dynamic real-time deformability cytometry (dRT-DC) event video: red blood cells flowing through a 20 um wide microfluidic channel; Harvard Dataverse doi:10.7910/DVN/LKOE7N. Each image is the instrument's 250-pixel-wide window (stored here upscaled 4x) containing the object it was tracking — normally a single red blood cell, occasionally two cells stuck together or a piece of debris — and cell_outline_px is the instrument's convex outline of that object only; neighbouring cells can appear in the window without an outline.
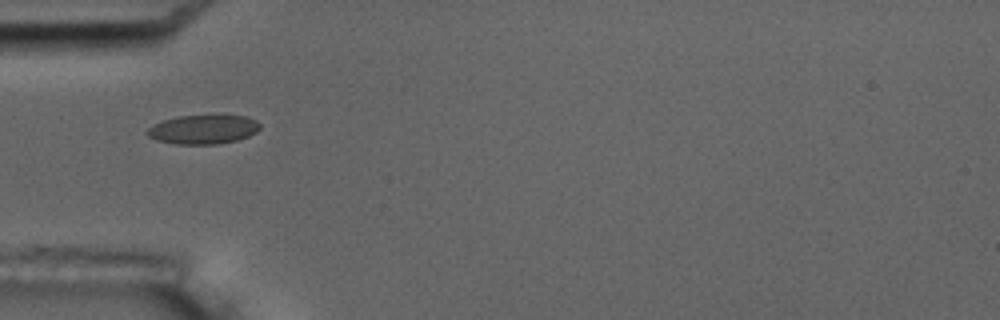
{"species": "common noctule bat (a hibernating species)", "species_latin": "Nyctalus noctula", "temperature_condition": "room temperature", "stored_images_in_passage": 8, "camera_frame_rate_fps": 3000, "um_per_image_px": 0.085, "animal": {"sex": "male", "body_mass_g": 17.5, "forearm_length_mm": 52.3}, "frame": {"image": 1, "passage_image": 6, "time_ms": 5.667, "image_size_px": [1000, 320], "cell_outline_px": [[260, 128], [256, 132], [248, 136], [236, 140], [216, 144], [176, 144], [156, 140], [148, 136], [148, 128], [152, 124], [176, 116], [220, 112], [248, 116], [256, 120], [260, 124]], "centroid_in_image_um": [17.32, 10.94], "position_along_channel_um": 67.7, "area_um2": 20.0}}